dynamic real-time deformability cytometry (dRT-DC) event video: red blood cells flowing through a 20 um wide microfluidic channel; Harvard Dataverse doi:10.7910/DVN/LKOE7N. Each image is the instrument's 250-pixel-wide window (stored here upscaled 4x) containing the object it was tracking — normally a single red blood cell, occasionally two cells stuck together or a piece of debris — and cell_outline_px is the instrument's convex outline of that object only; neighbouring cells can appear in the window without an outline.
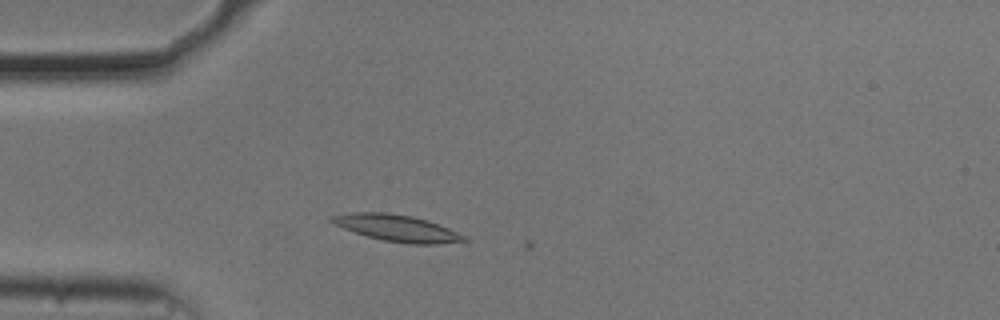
{"species": "common noctule bat (a hibernating species)", "species_latin": "Nyctalus noctula", "temperature_condition": "cold", "stored_images_in_passage": 4, "camera_frame_rate_fps": 3000, "um_per_image_px": 0.085, "animal": {"sex": "male", "body_mass_g": 20.5, "forearm_length_mm": 52.5}, "frame": {"image": 1, "passage_image": 3, "time_ms": 0.667, "image_size_px": [1000, 320], "cell_outline_px": [[468, 240], [436, 244], [412, 244], [384, 240], [368, 236], [344, 228], [328, 220], [328, 216], [348, 212], [388, 212], [412, 216], [428, 220], [448, 228], [464, 236]], "centroid_in_image_um": [33.69, 19.36], "position_along_channel_um": 51.3, "area_um2": 20.29}}